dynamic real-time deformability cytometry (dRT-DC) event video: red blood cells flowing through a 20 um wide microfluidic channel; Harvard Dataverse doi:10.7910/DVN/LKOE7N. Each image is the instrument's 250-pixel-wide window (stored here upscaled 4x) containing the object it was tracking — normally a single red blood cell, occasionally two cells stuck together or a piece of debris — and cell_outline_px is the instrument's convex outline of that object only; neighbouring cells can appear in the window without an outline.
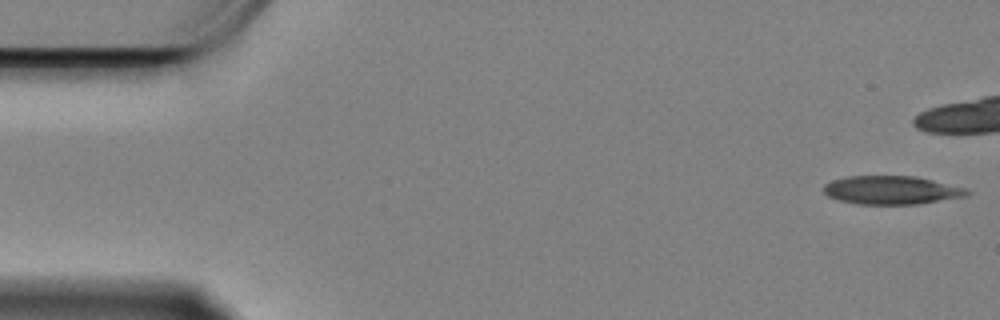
{"species": "Egyptian fruit bat (a non-hibernating species)", "species_latin": "Rousettus aegyptiacus", "temperature_condition": "cold", "stored_images_in_passage": 10, "camera_frame_rate_fps": 3000, "um_per_image_px": 0.085, "animal": {"sex": "female"}, "frame": {"image": 1, "passage_image": 1, "time_ms": 0.0, "image_size_px": [1000, 320], "cell_outline_px": [[972, 192], [968, 196], [916, 204], [860, 204], [840, 200], [828, 196], [824, 192], [824, 184], [832, 180], [848, 176], [916, 176], [968, 188]], "centroid_in_image_um": [75.83, 16.15], "position_along_channel_um": 9.2, "area_um2": 23.81}}